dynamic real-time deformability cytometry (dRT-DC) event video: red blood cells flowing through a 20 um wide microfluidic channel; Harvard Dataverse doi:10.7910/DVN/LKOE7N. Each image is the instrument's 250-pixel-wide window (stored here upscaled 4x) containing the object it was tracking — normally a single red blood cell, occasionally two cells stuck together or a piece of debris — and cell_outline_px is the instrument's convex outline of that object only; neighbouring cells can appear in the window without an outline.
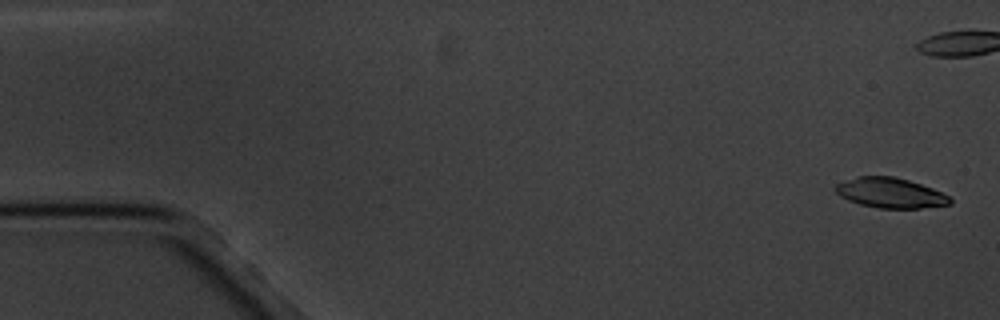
{"species": "common noctule bat (a hibernating species)", "species_latin": "Nyctalus noctula", "temperature_condition": "cold", "stored_images_in_passage": 8, "camera_frame_rate_fps": 3000, "um_per_image_px": 0.085, "animal": {"sex": "male", "body_mass_g": 20.1, "forearm_length_mm": 53.5}, "frame": {"image": 1, "passage_image": 1, "time_ms": 0.0, "image_size_px": [1000, 320], "cell_outline_px": [[952, 204], [920, 208], [880, 208], [860, 204], [848, 200], [840, 196], [832, 188], [836, 184], [856, 176], [892, 176], [908, 180], [932, 188], [948, 196], [952, 200]], "centroid_in_image_um": [75.65, 16.39], "position_along_channel_um": 9.4, "area_um2": 20.0}}
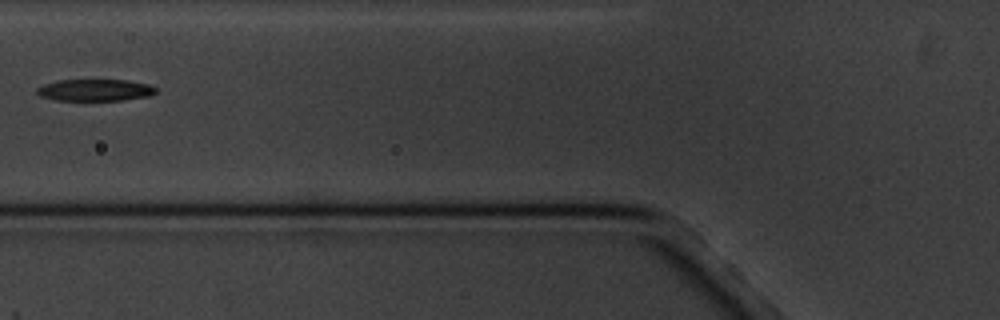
{"frame": {"image": 2, "passage_image": 8, "time_ms": 8.0, "image_size_px": [1000, 320], "cell_outline_px": [[156, 92], [148, 96], [124, 100], [56, 100], [40, 96], [36, 92], [36, 88], [44, 84], [60, 80], [128, 80], [148, 84], [156, 88]], "centroid_in_image_um": [8.07, 7.65], "position_along_channel_um": 117.7, "area_um2": 15.03}}